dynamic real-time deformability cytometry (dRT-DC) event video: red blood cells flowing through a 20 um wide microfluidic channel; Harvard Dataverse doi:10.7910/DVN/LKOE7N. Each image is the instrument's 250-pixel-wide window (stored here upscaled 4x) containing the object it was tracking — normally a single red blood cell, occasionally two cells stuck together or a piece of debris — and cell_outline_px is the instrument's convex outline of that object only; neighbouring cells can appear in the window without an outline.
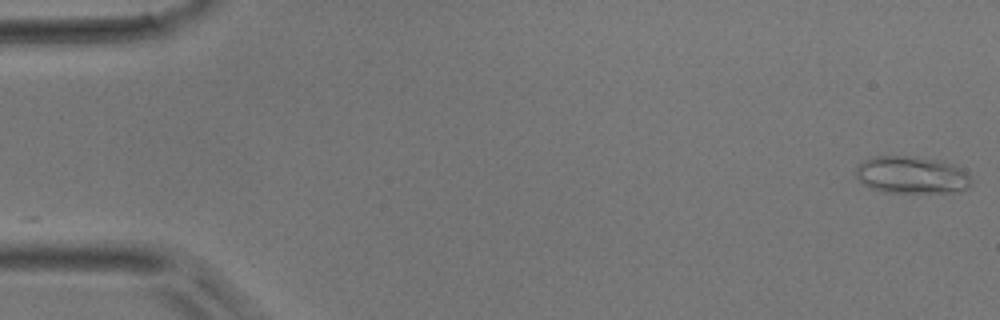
{"species": "common noctule bat (a hibernating species)", "species_latin": "Nyctalus noctula", "temperature_condition": "room temperature", "stored_images_in_passage": 20, "camera_frame_rate_fps": 3000, "um_per_image_px": 0.085, "animal": {"sex": "male", "body_mass_g": 17.9}, "frame": {"image": 1, "passage_image": 1, "time_ms": 0.0, "image_size_px": [1000, 320], "cell_outline_px": [[972, 184], [968, 188], [952, 192], [888, 192], [872, 188], [860, 184], [856, 176], [856, 168], [864, 160], [872, 156], [916, 156], [956, 164], [972, 180]], "centroid_in_image_um": [77.47, 14.86], "position_along_channel_um": 7.5, "area_um2": 25.09}}
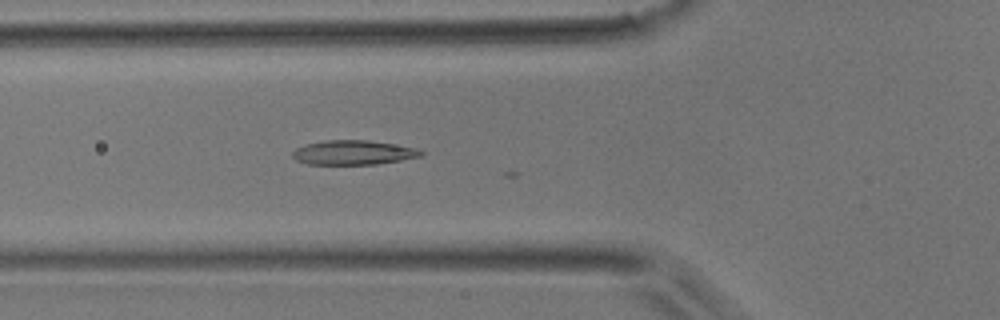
{"frame": {"image": 2, "passage_image": 18, "time_ms": 5.667, "image_size_px": [1000, 320], "cell_outline_px": [[424, 156], [376, 164], [308, 164], [296, 160], [292, 156], [292, 152], [296, 148], [308, 144], [328, 140], [368, 140], [416, 148], [424, 152]], "centroid_in_image_um": [30.05, 12.97], "position_along_channel_um": 95.8, "area_um2": 18.09}}